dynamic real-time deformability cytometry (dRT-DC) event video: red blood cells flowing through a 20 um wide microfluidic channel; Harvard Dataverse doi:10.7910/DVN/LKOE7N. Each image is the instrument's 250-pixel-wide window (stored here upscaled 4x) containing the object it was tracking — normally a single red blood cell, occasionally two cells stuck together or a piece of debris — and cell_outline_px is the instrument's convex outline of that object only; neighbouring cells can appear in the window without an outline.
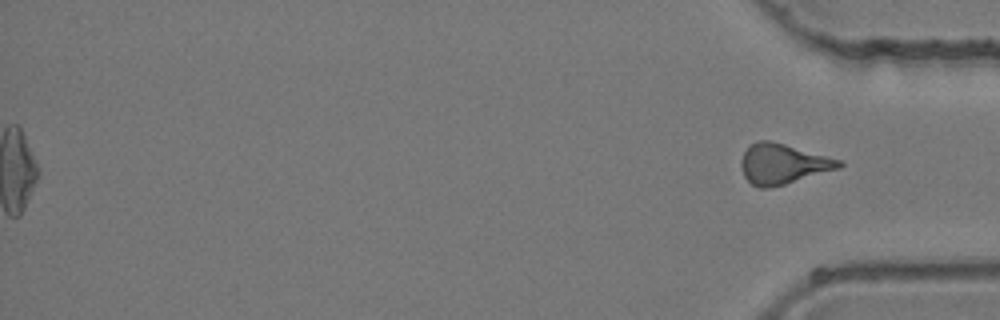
{"species": "common noctule bat (a hibernating species)", "species_latin": "Nyctalus noctula", "temperature_condition": "room temperature", "stored_images_in_passage": 45, "segment_of_instrument_passage": [2, 2], "camera_frame_rate_fps": 3000, "um_per_image_px": 0.085, "animal": {"sex": "female", "body_mass_g": 24.6, "forearm_length_mm": 56.2}, "frame": {"image": 1, "passage_image": 45, "time_ms": 14.667, "image_size_px": [1000, 320], "cell_outline_px": [[844, 164], [840, 168], [784, 184], [768, 188], [760, 188], [752, 184], [744, 176], [740, 164], [740, 160], [744, 152], [756, 140], [768, 140], [784, 144], [840, 160]], "centroid_in_image_um": [66.51, 13.93], "position_along_channel_um": 368.7, "area_um2": 22.54}}